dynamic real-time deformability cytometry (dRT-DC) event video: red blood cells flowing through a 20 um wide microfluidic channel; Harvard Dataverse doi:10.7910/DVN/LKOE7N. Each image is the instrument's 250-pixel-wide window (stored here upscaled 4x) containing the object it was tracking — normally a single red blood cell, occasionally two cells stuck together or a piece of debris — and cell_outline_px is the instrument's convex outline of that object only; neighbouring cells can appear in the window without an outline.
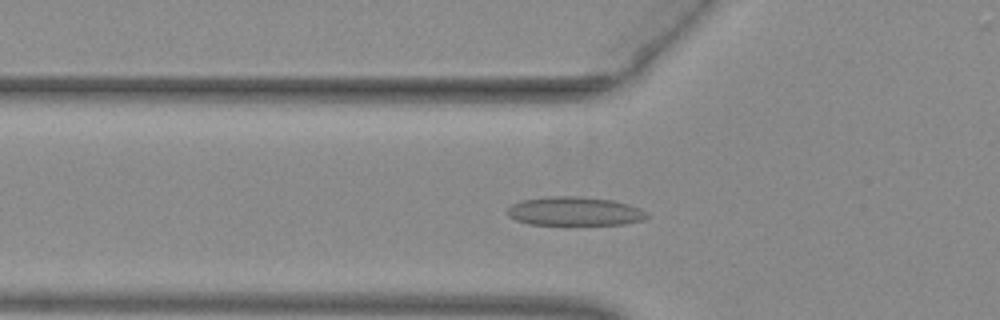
{"species": "common noctule bat (a hibernating species)", "species_latin": "Nyctalus noctula", "temperature_condition": "warm", "stored_images_in_passage": 50, "camera_frame_rate_fps": 3000, "um_per_image_px": 0.085, "animal": {"sex": "female", "body_mass_g": 29.2, "forearm_length_mm": 56.3}, "frame": {"image": 1, "passage_image": 16, "time_ms": 5.0, "image_size_px": [1000, 320], "cell_outline_px": [[648, 216], [640, 220], [624, 224], [528, 224], [516, 220], [508, 216], [504, 212], [512, 204], [520, 200], [552, 196], [580, 196], [612, 200], [628, 204], [640, 208], [648, 212]], "centroid_in_image_um": [48.8, 17.95], "position_along_channel_um": 77.0, "area_um2": 23.41}}
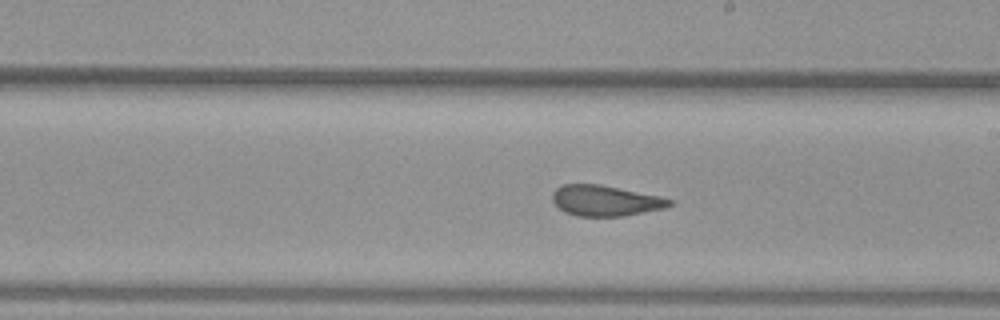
{"frame": {"image": 2, "passage_image": 28, "time_ms": 9.0, "image_size_px": [1000, 320], "cell_outline_px": [[672, 204], [664, 208], [624, 216], [576, 216], [564, 212], [552, 200], [552, 192], [560, 184], [600, 184], [660, 196], [672, 200]], "centroid_in_image_um": [51.42, 17.05], "position_along_channel_um": 237.6, "area_um2": 20.92}}
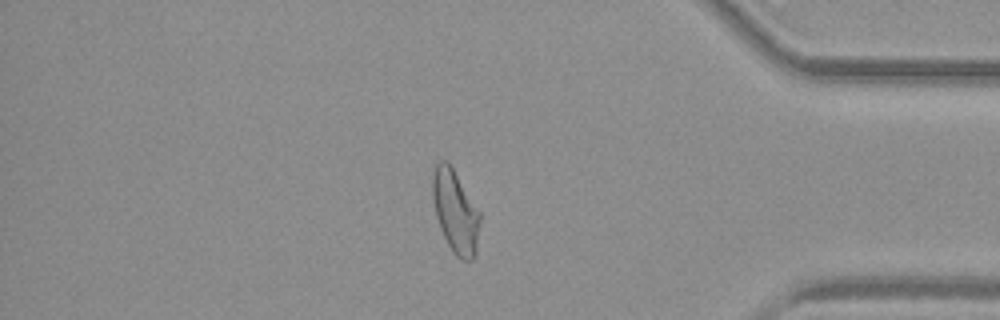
{"frame": {"image": 3, "passage_image": 42, "time_ms": 13.667, "image_size_px": [1000, 320], "cell_outline_px": [[480, 220], [476, 252], [472, 260], [460, 260], [452, 252], [440, 228], [436, 216], [432, 196], [432, 176], [436, 164], [440, 160], [448, 160], [480, 212]], "centroid_in_image_um": [38.7, 17.98], "position_along_channel_um": 396.5, "area_um2": 22.89}}